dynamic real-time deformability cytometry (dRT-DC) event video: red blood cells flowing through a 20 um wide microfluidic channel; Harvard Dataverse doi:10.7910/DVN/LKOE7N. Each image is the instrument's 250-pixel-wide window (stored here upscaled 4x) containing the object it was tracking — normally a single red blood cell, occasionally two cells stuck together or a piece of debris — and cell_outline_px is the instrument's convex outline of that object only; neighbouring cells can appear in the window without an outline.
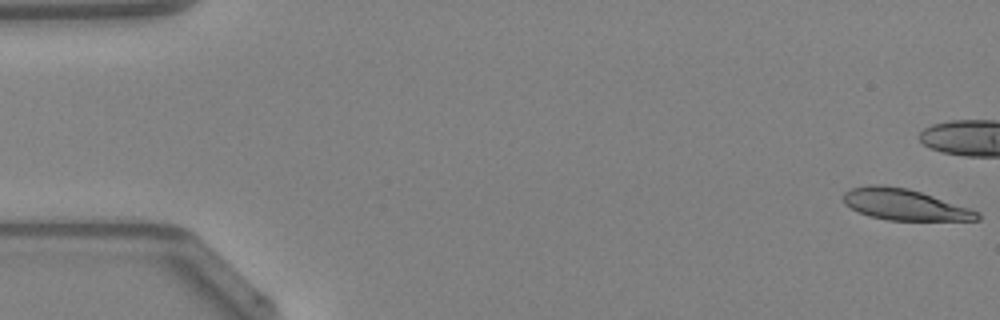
{"species": "Egyptian fruit bat (a non-hibernating species)", "species_latin": "Rousettus aegyptiacus", "temperature_condition": "warm", "stored_images_in_passage": 49, "camera_frame_rate_fps": 3000, "um_per_image_px": 0.085, "animal": {"sex": "female"}, "frame": {"image": 1, "passage_image": 1, "time_ms": 0.0, "image_size_px": [1000, 320], "cell_outline_px": [[980, 220], [888, 220], [868, 216], [844, 204], [844, 192], [852, 188], [872, 184], [876, 184], [908, 188], [980, 212]], "centroid_in_image_um": [76.86, 17.39], "position_along_channel_um": 8.1, "area_um2": 23.93}, "authors_computed_cell_mechanics": {"area_um2": 25.8366, "velocity_mm_per_s": 4.2634, "shape_relaxation_time_tau1_ms": null, "shape_relaxation_time_tau2_ms": 6.5772, "deformation_change_tau1": null, "deformation_change_tau2": 0.1859}}